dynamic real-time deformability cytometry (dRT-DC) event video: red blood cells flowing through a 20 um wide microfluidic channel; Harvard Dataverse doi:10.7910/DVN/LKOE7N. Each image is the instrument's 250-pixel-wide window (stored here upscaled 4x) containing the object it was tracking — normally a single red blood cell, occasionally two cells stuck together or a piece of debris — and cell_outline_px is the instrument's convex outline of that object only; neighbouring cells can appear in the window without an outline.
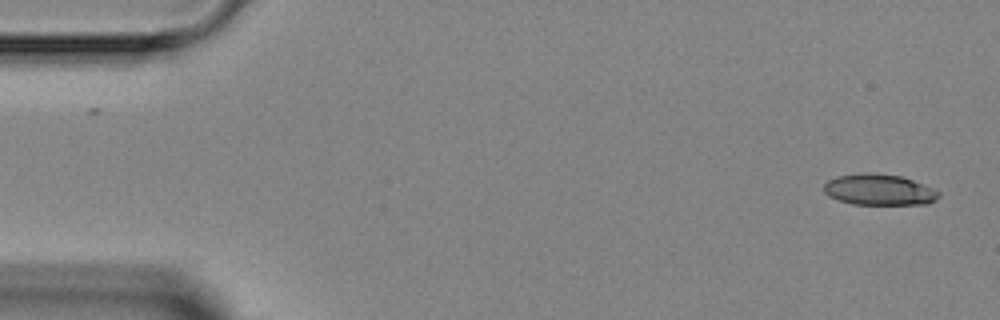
{"species": "Egyptian fruit bat (a non-hibernating species)", "species_latin": "Rousettus aegyptiacus", "temperature_condition": "room temperature", "stored_images_in_passage": 2, "camera_frame_rate_fps": 3000, "um_per_image_px": 0.085, "animal": {"sex": "female"}, "frame": {"image": 1, "passage_image": 2, "time_ms": 1.0, "image_size_px": [1000, 320], "cell_outline_px": [[940, 196], [936, 200], [928, 204], [852, 204], [828, 196], [824, 192], [824, 184], [828, 180], [836, 176], [864, 172], [872, 172], [900, 176], [924, 184], [940, 192]], "centroid_in_image_um": [74.72, 16.12], "position_along_channel_um": 10.3, "area_um2": 20.87}}